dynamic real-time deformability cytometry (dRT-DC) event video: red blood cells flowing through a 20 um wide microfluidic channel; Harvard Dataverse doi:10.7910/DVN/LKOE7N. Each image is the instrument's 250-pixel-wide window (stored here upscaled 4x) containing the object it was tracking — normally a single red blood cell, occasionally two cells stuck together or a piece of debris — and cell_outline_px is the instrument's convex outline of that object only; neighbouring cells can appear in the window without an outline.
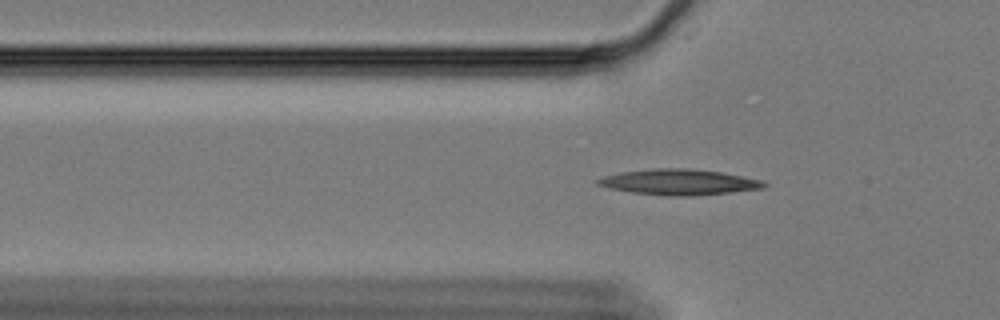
{"species": "Egyptian fruit bat (a non-hibernating species)", "species_latin": "Rousettus aegyptiacus", "temperature_condition": "cold", "stored_images_in_passage": 56, "camera_frame_rate_fps": 3000, "um_per_image_px": 0.085, "animal": {"sex": "female"}, "frame": {"image": 1, "passage_image": 16, "time_ms": 5.0, "image_size_px": [1000, 320], "cell_outline_px": [[768, 184], [764, 188], [692, 196], [668, 196], [632, 192], [608, 188], [596, 184], [596, 180], [604, 176], [620, 172], [652, 168], [688, 168], [720, 172], [764, 180]], "centroid_in_image_um": [57.7, 15.47], "position_along_channel_um": 68.1, "area_um2": 24.85}}
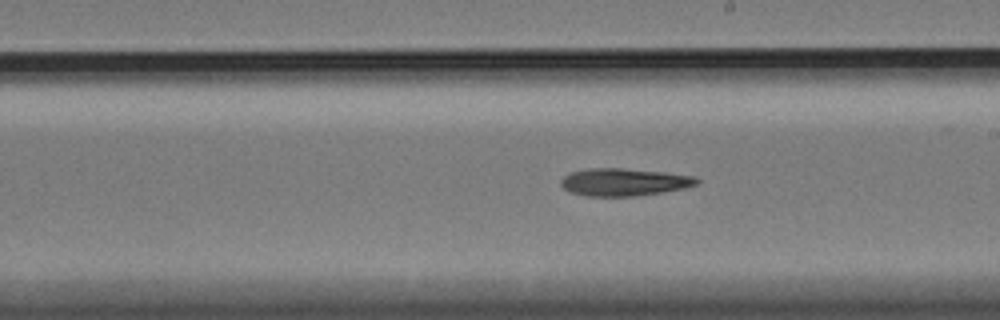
{"frame": {"image": 2, "passage_image": 31, "time_ms": 10.0, "image_size_px": [1000, 320], "cell_outline_px": [[700, 180], [696, 184], [684, 188], [636, 196], [588, 196], [572, 192], [564, 188], [560, 184], [560, 180], [564, 176], [572, 172], [588, 168], [620, 168], [664, 172], [692, 176]], "centroid_in_image_um": [53.01, 15.47], "position_along_channel_um": 236.0, "area_um2": 21.5}}
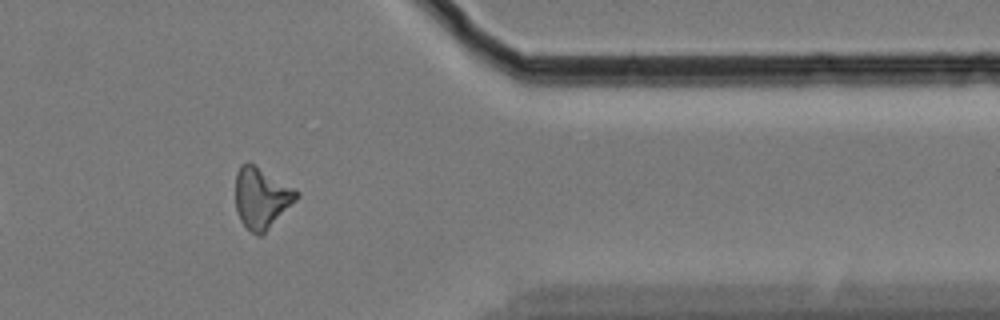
{"frame": {"image": 3, "passage_image": 46, "time_ms": 15.0, "image_size_px": [1000, 320], "cell_outline_px": [[300, 196], [260, 236], [256, 236], [240, 220], [236, 208], [236, 172], [240, 164], [248, 160], [256, 164], [300, 192]], "centroid_in_image_um": [22.21, 16.76], "position_along_channel_um": 389.2, "area_um2": 21.62}}